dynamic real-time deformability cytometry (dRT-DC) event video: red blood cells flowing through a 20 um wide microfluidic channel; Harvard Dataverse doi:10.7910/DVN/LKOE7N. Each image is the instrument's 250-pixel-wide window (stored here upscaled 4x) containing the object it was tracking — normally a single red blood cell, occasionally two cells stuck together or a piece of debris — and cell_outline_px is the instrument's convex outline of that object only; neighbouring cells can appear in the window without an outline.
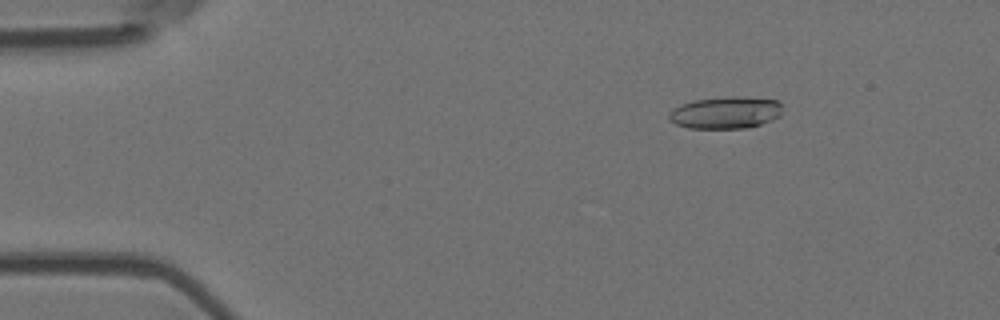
{"species": "Egyptian fruit bat (a non-hibernating species)", "species_latin": "Rousettus aegyptiacus", "temperature_condition": "room temperature", "stored_images_in_passage": 5, "camera_frame_rate_fps": 3000, "um_per_image_px": 0.085, "animal": {"sex": "female"}, "frame": {"image": 1, "passage_image": 3, "time_ms": 0.667, "image_size_px": [1000, 320], "cell_outline_px": [[780, 116], [772, 120], [760, 124], [744, 128], [688, 128], [676, 124], [668, 120], [668, 116], [672, 108], [680, 104], [692, 100], [728, 96], [736, 96], [776, 100], [780, 104]], "centroid_in_image_um": [61.61, 9.57], "position_along_channel_um": 23.4, "area_um2": 21.21}}